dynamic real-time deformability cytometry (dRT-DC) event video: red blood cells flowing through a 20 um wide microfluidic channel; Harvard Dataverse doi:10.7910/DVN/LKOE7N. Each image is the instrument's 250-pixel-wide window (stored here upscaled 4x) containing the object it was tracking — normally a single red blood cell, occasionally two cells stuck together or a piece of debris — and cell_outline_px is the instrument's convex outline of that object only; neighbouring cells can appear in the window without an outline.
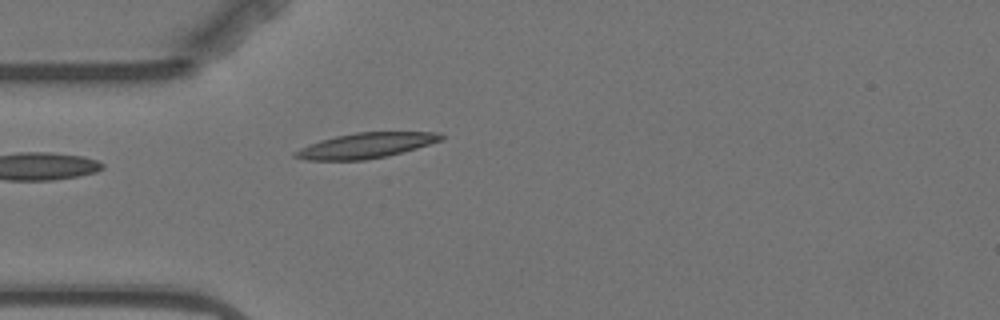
{"species": "Egyptian fruit bat (a non-hibernating species)", "species_latin": "Rousettus aegyptiacus", "temperature_condition": "warm", "stored_images_in_passage": 5, "camera_frame_rate_fps": 3000, "um_per_image_px": 0.085, "animal": {"sex": "female"}, "frame": {"image": 1, "passage_image": 5, "time_ms": 4.667, "image_size_px": [1000, 320], "cell_outline_px": [[444, 140], [388, 156], [364, 160], [308, 160], [292, 156], [292, 152], [308, 144], [320, 140], [336, 136], [356, 132], [436, 132], [444, 136]], "centroid_in_image_um": [31.08, 12.37], "position_along_channel_um": 53.9, "area_um2": 21.5}}